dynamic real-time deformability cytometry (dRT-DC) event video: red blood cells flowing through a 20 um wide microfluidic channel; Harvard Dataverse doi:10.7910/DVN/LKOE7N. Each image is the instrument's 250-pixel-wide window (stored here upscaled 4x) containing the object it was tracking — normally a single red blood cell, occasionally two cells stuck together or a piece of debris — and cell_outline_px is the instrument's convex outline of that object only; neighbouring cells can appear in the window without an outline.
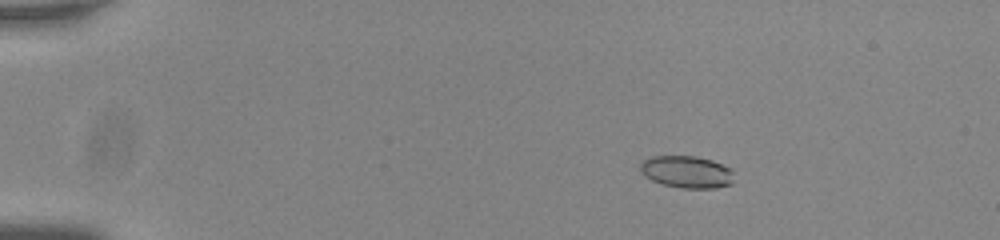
{"species": "common noctule bat (a hibernating species)", "species_latin": "Nyctalus noctula", "temperature_condition": "room temperature", "stored_images_in_passage": 56, "camera_frame_rate_fps": 3000, "um_per_image_px": 0.085, "animal": {"sex": "male", "body_mass_g": 20.0, "forearm_length_mm": 53.3}, "frame": {"image": 1, "passage_image": 10, "time_ms": 3.0, "image_size_px": [1000, 240], "cell_outline_px": [[732, 184], [716, 188], [680, 188], [664, 184], [652, 180], [644, 176], [640, 172], [640, 164], [644, 160], [652, 156], [696, 156], [712, 160], [728, 168], [732, 172]], "centroid_in_image_um": [58.34, 14.61], "position_along_channel_um": 26.7, "area_um2": 17.46}}
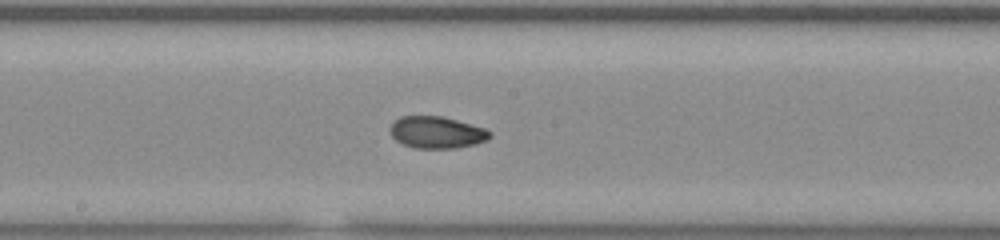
{"frame": {"image": 2, "passage_image": 32, "time_ms": 10.333, "image_size_px": [1000, 240], "cell_outline_px": [[492, 136], [488, 140], [476, 144], [456, 148], [416, 148], [404, 144], [396, 140], [392, 136], [392, 124], [400, 116], [440, 116], [456, 120], [484, 128], [492, 132]], "centroid_in_image_um": [37.17, 11.26], "position_along_channel_um": 211.0, "area_um2": 18.32}}
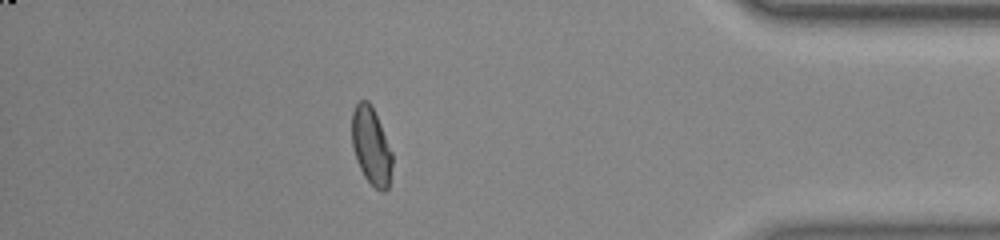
{"frame": {"image": 3, "passage_image": 50, "time_ms": 16.333, "image_size_px": [1000, 240], "cell_outline_px": [[392, 164], [388, 188], [384, 192], [380, 192], [364, 176], [356, 160], [352, 144], [352, 112], [356, 104], [360, 100], [368, 100], [380, 124], [392, 152]], "centroid_in_image_um": [31.54, 12.43], "position_along_channel_um": 403.7, "area_um2": 17.98}, "authors_computed_cell_mechanics": {"area_um2": 18.1492, "velocity_mm_per_s": 3.7709, "shape_relaxation_time_tau1_ms": 6.0366, "shape_relaxation_time_tau2_ms": 1.8289, "deformation_change_tau1": 0.1462, "deformation_change_tau2": 0.0571}}